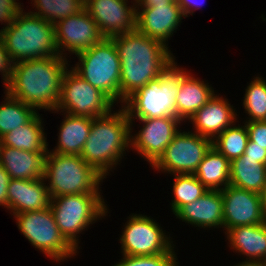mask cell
Wrapping results in <instances>:
<instances>
[{
  "instance_id": "ac0fdd59",
  "label": "cell",
  "mask_w": 266,
  "mask_h": 266,
  "mask_svg": "<svg viewBox=\"0 0 266 266\" xmlns=\"http://www.w3.org/2000/svg\"><path fill=\"white\" fill-rule=\"evenodd\" d=\"M219 95L215 94L188 120L193 126L192 132L211 141L239 119L235 106L231 105L226 96Z\"/></svg>"
},
{
  "instance_id": "60d3db41",
  "label": "cell",
  "mask_w": 266,
  "mask_h": 266,
  "mask_svg": "<svg viewBox=\"0 0 266 266\" xmlns=\"http://www.w3.org/2000/svg\"><path fill=\"white\" fill-rule=\"evenodd\" d=\"M260 199H261L263 214H264V218H265V222H266V185L264 186V188L260 192Z\"/></svg>"
},
{
  "instance_id": "2e32d148",
  "label": "cell",
  "mask_w": 266,
  "mask_h": 266,
  "mask_svg": "<svg viewBox=\"0 0 266 266\" xmlns=\"http://www.w3.org/2000/svg\"><path fill=\"white\" fill-rule=\"evenodd\" d=\"M223 199V233L231 228L265 222L260 194L229 184L221 190Z\"/></svg>"
},
{
  "instance_id": "cb8c5ba5",
  "label": "cell",
  "mask_w": 266,
  "mask_h": 266,
  "mask_svg": "<svg viewBox=\"0 0 266 266\" xmlns=\"http://www.w3.org/2000/svg\"><path fill=\"white\" fill-rule=\"evenodd\" d=\"M63 121L58 128L57 145L48 151L63 155H80L88 138L93 118L73 116L62 112Z\"/></svg>"
},
{
  "instance_id": "d590c367",
  "label": "cell",
  "mask_w": 266,
  "mask_h": 266,
  "mask_svg": "<svg viewBox=\"0 0 266 266\" xmlns=\"http://www.w3.org/2000/svg\"><path fill=\"white\" fill-rule=\"evenodd\" d=\"M12 62L9 58L8 52L5 48L3 39L0 37V75L2 76L1 79H3V87L5 88L11 78L12 73Z\"/></svg>"
},
{
  "instance_id": "f35d334b",
  "label": "cell",
  "mask_w": 266,
  "mask_h": 266,
  "mask_svg": "<svg viewBox=\"0 0 266 266\" xmlns=\"http://www.w3.org/2000/svg\"><path fill=\"white\" fill-rule=\"evenodd\" d=\"M181 6L185 17H189L194 14V11L198 10L205 3L204 0H177Z\"/></svg>"
},
{
  "instance_id": "3957f363",
  "label": "cell",
  "mask_w": 266,
  "mask_h": 266,
  "mask_svg": "<svg viewBox=\"0 0 266 266\" xmlns=\"http://www.w3.org/2000/svg\"><path fill=\"white\" fill-rule=\"evenodd\" d=\"M112 109L108 114L93 118L92 126L80 154L105 179L131 150V123L125 108ZM120 162V163H119Z\"/></svg>"
},
{
  "instance_id": "ab89813d",
  "label": "cell",
  "mask_w": 266,
  "mask_h": 266,
  "mask_svg": "<svg viewBox=\"0 0 266 266\" xmlns=\"http://www.w3.org/2000/svg\"><path fill=\"white\" fill-rule=\"evenodd\" d=\"M177 0H134L136 7H157L158 5H170Z\"/></svg>"
},
{
  "instance_id": "e0dca14e",
  "label": "cell",
  "mask_w": 266,
  "mask_h": 266,
  "mask_svg": "<svg viewBox=\"0 0 266 266\" xmlns=\"http://www.w3.org/2000/svg\"><path fill=\"white\" fill-rule=\"evenodd\" d=\"M136 8V29L169 47L168 39L170 40L173 34L177 33L178 26L180 27L182 20L186 18L178 2L157 7Z\"/></svg>"
},
{
  "instance_id": "5b68a950",
  "label": "cell",
  "mask_w": 266,
  "mask_h": 266,
  "mask_svg": "<svg viewBox=\"0 0 266 266\" xmlns=\"http://www.w3.org/2000/svg\"><path fill=\"white\" fill-rule=\"evenodd\" d=\"M177 62L161 76L136 90L122 105L134 131L136 119L175 116V99L180 80L188 73ZM134 125V126H133Z\"/></svg>"
},
{
  "instance_id": "e575fe53",
  "label": "cell",
  "mask_w": 266,
  "mask_h": 266,
  "mask_svg": "<svg viewBox=\"0 0 266 266\" xmlns=\"http://www.w3.org/2000/svg\"><path fill=\"white\" fill-rule=\"evenodd\" d=\"M249 140L266 149V121L245 122Z\"/></svg>"
},
{
  "instance_id": "8fae6325",
  "label": "cell",
  "mask_w": 266,
  "mask_h": 266,
  "mask_svg": "<svg viewBox=\"0 0 266 266\" xmlns=\"http://www.w3.org/2000/svg\"><path fill=\"white\" fill-rule=\"evenodd\" d=\"M114 107L103 92L82 79L69 66L62 77L58 106L51 113L60 115L65 112L73 116L96 118L108 114Z\"/></svg>"
},
{
  "instance_id": "f546056e",
  "label": "cell",
  "mask_w": 266,
  "mask_h": 266,
  "mask_svg": "<svg viewBox=\"0 0 266 266\" xmlns=\"http://www.w3.org/2000/svg\"><path fill=\"white\" fill-rule=\"evenodd\" d=\"M34 10L29 13L43 18L51 24L75 15L84 8V0H31Z\"/></svg>"
},
{
  "instance_id": "9a60e30c",
  "label": "cell",
  "mask_w": 266,
  "mask_h": 266,
  "mask_svg": "<svg viewBox=\"0 0 266 266\" xmlns=\"http://www.w3.org/2000/svg\"><path fill=\"white\" fill-rule=\"evenodd\" d=\"M84 8L105 38L136 30L137 8L134 0H84Z\"/></svg>"
},
{
  "instance_id": "9c48e42d",
  "label": "cell",
  "mask_w": 266,
  "mask_h": 266,
  "mask_svg": "<svg viewBox=\"0 0 266 266\" xmlns=\"http://www.w3.org/2000/svg\"><path fill=\"white\" fill-rule=\"evenodd\" d=\"M13 216L19 231L35 250L38 249L54 262L68 261V258L79 253L62 236L50 207Z\"/></svg>"
},
{
  "instance_id": "484cf974",
  "label": "cell",
  "mask_w": 266,
  "mask_h": 266,
  "mask_svg": "<svg viewBox=\"0 0 266 266\" xmlns=\"http://www.w3.org/2000/svg\"><path fill=\"white\" fill-rule=\"evenodd\" d=\"M231 162L213 146L206 152L194 175L208 190H223L230 184Z\"/></svg>"
},
{
  "instance_id": "44dd1931",
  "label": "cell",
  "mask_w": 266,
  "mask_h": 266,
  "mask_svg": "<svg viewBox=\"0 0 266 266\" xmlns=\"http://www.w3.org/2000/svg\"><path fill=\"white\" fill-rule=\"evenodd\" d=\"M228 246L246 259L240 263L262 264L266 260V222L237 226L225 234Z\"/></svg>"
},
{
  "instance_id": "ffe728a7",
  "label": "cell",
  "mask_w": 266,
  "mask_h": 266,
  "mask_svg": "<svg viewBox=\"0 0 266 266\" xmlns=\"http://www.w3.org/2000/svg\"><path fill=\"white\" fill-rule=\"evenodd\" d=\"M8 211L12 215L50 207L51 195L44 178L11 179L7 189Z\"/></svg>"
},
{
  "instance_id": "4fadbf2b",
  "label": "cell",
  "mask_w": 266,
  "mask_h": 266,
  "mask_svg": "<svg viewBox=\"0 0 266 266\" xmlns=\"http://www.w3.org/2000/svg\"><path fill=\"white\" fill-rule=\"evenodd\" d=\"M142 126L131 133V149L152 166L164 153L183 123L176 116L137 119Z\"/></svg>"
},
{
  "instance_id": "8992f818",
  "label": "cell",
  "mask_w": 266,
  "mask_h": 266,
  "mask_svg": "<svg viewBox=\"0 0 266 266\" xmlns=\"http://www.w3.org/2000/svg\"><path fill=\"white\" fill-rule=\"evenodd\" d=\"M102 193H81L51 199L50 209L65 240L77 251L83 231L110 213ZM83 232V233H82Z\"/></svg>"
},
{
  "instance_id": "83f0119b",
  "label": "cell",
  "mask_w": 266,
  "mask_h": 266,
  "mask_svg": "<svg viewBox=\"0 0 266 266\" xmlns=\"http://www.w3.org/2000/svg\"><path fill=\"white\" fill-rule=\"evenodd\" d=\"M5 97L0 104V138L11 130L27 124L38 111L21 100L15 99L4 91Z\"/></svg>"
},
{
  "instance_id": "4316f807",
  "label": "cell",
  "mask_w": 266,
  "mask_h": 266,
  "mask_svg": "<svg viewBox=\"0 0 266 266\" xmlns=\"http://www.w3.org/2000/svg\"><path fill=\"white\" fill-rule=\"evenodd\" d=\"M230 184L260 194L266 185V165L243 154L231 161Z\"/></svg>"
},
{
  "instance_id": "5bb4252c",
  "label": "cell",
  "mask_w": 266,
  "mask_h": 266,
  "mask_svg": "<svg viewBox=\"0 0 266 266\" xmlns=\"http://www.w3.org/2000/svg\"><path fill=\"white\" fill-rule=\"evenodd\" d=\"M54 27L59 55L67 59L70 55L88 50L105 38L85 8L75 15L58 21Z\"/></svg>"
},
{
  "instance_id": "8d00e7d4",
  "label": "cell",
  "mask_w": 266,
  "mask_h": 266,
  "mask_svg": "<svg viewBox=\"0 0 266 266\" xmlns=\"http://www.w3.org/2000/svg\"><path fill=\"white\" fill-rule=\"evenodd\" d=\"M244 155L246 158L256 159L260 164L266 165V149L260 145H254V142L250 140H248Z\"/></svg>"
},
{
  "instance_id": "7a4b0ae2",
  "label": "cell",
  "mask_w": 266,
  "mask_h": 266,
  "mask_svg": "<svg viewBox=\"0 0 266 266\" xmlns=\"http://www.w3.org/2000/svg\"><path fill=\"white\" fill-rule=\"evenodd\" d=\"M70 62L59 55L15 63L10 82L3 90L37 111H55L60 100L62 77Z\"/></svg>"
},
{
  "instance_id": "7bdbcfd3",
  "label": "cell",
  "mask_w": 266,
  "mask_h": 266,
  "mask_svg": "<svg viewBox=\"0 0 266 266\" xmlns=\"http://www.w3.org/2000/svg\"><path fill=\"white\" fill-rule=\"evenodd\" d=\"M263 266H266V260L262 263Z\"/></svg>"
},
{
  "instance_id": "7402d4cb",
  "label": "cell",
  "mask_w": 266,
  "mask_h": 266,
  "mask_svg": "<svg viewBox=\"0 0 266 266\" xmlns=\"http://www.w3.org/2000/svg\"><path fill=\"white\" fill-rule=\"evenodd\" d=\"M215 94L216 91L207 80H201L189 71L179 83L178 94L175 99V116L187 124L185 122Z\"/></svg>"
},
{
  "instance_id": "52a82bcc",
  "label": "cell",
  "mask_w": 266,
  "mask_h": 266,
  "mask_svg": "<svg viewBox=\"0 0 266 266\" xmlns=\"http://www.w3.org/2000/svg\"><path fill=\"white\" fill-rule=\"evenodd\" d=\"M104 179L80 155H63L47 151L44 180L51 198L81 193H101L100 188Z\"/></svg>"
},
{
  "instance_id": "d6a6232c",
  "label": "cell",
  "mask_w": 266,
  "mask_h": 266,
  "mask_svg": "<svg viewBox=\"0 0 266 266\" xmlns=\"http://www.w3.org/2000/svg\"><path fill=\"white\" fill-rule=\"evenodd\" d=\"M112 266H179L176 252H166L159 255L121 256Z\"/></svg>"
},
{
  "instance_id": "603a6c76",
  "label": "cell",
  "mask_w": 266,
  "mask_h": 266,
  "mask_svg": "<svg viewBox=\"0 0 266 266\" xmlns=\"http://www.w3.org/2000/svg\"><path fill=\"white\" fill-rule=\"evenodd\" d=\"M47 152H30L6 145L0 148V164L11 179L34 180L44 178Z\"/></svg>"
},
{
  "instance_id": "f1b7e54d",
  "label": "cell",
  "mask_w": 266,
  "mask_h": 266,
  "mask_svg": "<svg viewBox=\"0 0 266 266\" xmlns=\"http://www.w3.org/2000/svg\"><path fill=\"white\" fill-rule=\"evenodd\" d=\"M237 123L229 126L212 141V146L230 162L244 154L249 140L245 122L241 125L238 120Z\"/></svg>"
},
{
  "instance_id": "74e56055",
  "label": "cell",
  "mask_w": 266,
  "mask_h": 266,
  "mask_svg": "<svg viewBox=\"0 0 266 266\" xmlns=\"http://www.w3.org/2000/svg\"><path fill=\"white\" fill-rule=\"evenodd\" d=\"M10 180H11L10 175L0 164V206H3L7 210H8L7 189Z\"/></svg>"
},
{
  "instance_id": "6da1fadb",
  "label": "cell",
  "mask_w": 266,
  "mask_h": 266,
  "mask_svg": "<svg viewBox=\"0 0 266 266\" xmlns=\"http://www.w3.org/2000/svg\"><path fill=\"white\" fill-rule=\"evenodd\" d=\"M120 64V105L136 90L161 77L176 62L169 47L137 29L110 38Z\"/></svg>"
},
{
  "instance_id": "30bf717a",
  "label": "cell",
  "mask_w": 266,
  "mask_h": 266,
  "mask_svg": "<svg viewBox=\"0 0 266 266\" xmlns=\"http://www.w3.org/2000/svg\"><path fill=\"white\" fill-rule=\"evenodd\" d=\"M126 219L119 236L122 255L147 256L176 251L171 234L153 217L132 213Z\"/></svg>"
},
{
  "instance_id": "ba28073f",
  "label": "cell",
  "mask_w": 266,
  "mask_h": 266,
  "mask_svg": "<svg viewBox=\"0 0 266 266\" xmlns=\"http://www.w3.org/2000/svg\"><path fill=\"white\" fill-rule=\"evenodd\" d=\"M78 62L70 68L90 85L103 92L115 105L120 103V59L110 38L75 55Z\"/></svg>"
},
{
  "instance_id": "d6986e66",
  "label": "cell",
  "mask_w": 266,
  "mask_h": 266,
  "mask_svg": "<svg viewBox=\"0 0 266 266\" xmlns=\"http://www.w3.org/2000/svg\"><path fill=\"white\" fill-rule=\"evenodd\" d=\"M176 219L204 230H223V199L219 190H208L198 200L181 206L175 213ZM209 228V229H208Z\"/></svg>"
},
{
  "instance_id": "b9f144b4",
  "label": "cell",
  "mask_w": 266,
  "mask_h": 266,
  "mask_svg": "<svg viewBox=\"0 0 266 266\" xmlns=\"http://www.w3.org/2000/svg\"><path fill=\"white\" fill-rule=\"evenodd\" d=\"M233 266H263L262 264H250V263H237L234 264Z\"/></svg>"
},
{
  "instance_id": "277c9868",
  "label": "cell",
  "mask_w": 266,
  "mask_h": 266,
  "mask_svg": "<svg viewBox=\"0 0 266 266\" xmlns=\"http://www.w3.org/2000/svg\"><path fill=\"white\" fill-rule=\"evenodd\" d=\"M12 64L59 56L55 41V27L24 9L13 24L0 32Z\"/></svg>"
},
{
  "instance_id": "1f68e13d",
  "label": "cell",
  "mask_w": 266,
  "mask_h": 266,
  "mask_svg": "<svg viewBox=\"0 0 266 266\" xmlns=\"http://www.w3.org/2000/svg\"><path fill=\"white\" fill-rule=\"evenodd\" d=\"M247 84L242 105L248 116L243 122L266 121V80L259 74Z\"/></svg>"
},
{
  "instance_id": "7c38bea8",
  "label": "cell",
  "mask_w": 266,
  "mask_h": 266,
  "mask_svg": "<svg viewBox=\"0 0 266 266\" xmlns=\"http://www.w3.org/2000/svg\"><path fill=\"white\" fill-rule=\"evenodd\" d=\"M212 141L192 131L180 129L164 153L151 166L159 173L194 174Z\"/></svg>"
},
{
  "instance_id": "d4e9b609",
  "label": "cell",
  "mask_w": 266,
  "mask_h": 266,
  "mask_svg": "<svg viewBox=\"0 0 266 266\" xmlns=\"http://www.w3.org/2000/svg\"><path fill=\"white\" fill-rule=\"evenodd\" d=\"M44 120L38 112L27 124L11 130L3 135L0 140L6 145L19 150L30 152H47V135L44 132Z\"/></svg>"
},
{
  "instance_id": "836d02e7",
  "label": "cell",
  "mask_w": 266,
  "mask_h": 266,
  "mask_svg": "<svg viewBox=\"0 0 266 266\" xmlns=\"http://www.w3.org/2000/svg\"><path fill=\"white\" fill-rule=\"evenodd\" d=\"M18 1L0 0V23L5 25L0 29V32L11 26L16 16L24 9L23 3Z\"/></svg>"
},
{
  "instance_id": "4dcf8cb0",
  "label": "cell",
  "mask_w": 266,
  "mask_h": 266,
  "mask_svg": "<svg viewBox=\"0 0 266 266\" xmlns=\"http://www.w3.org/2000/svg\"><path fill=\"white\" fill-rule=\"evenodd\" d=\"M172 197L170 209L173 214L181 207L204 195L208 189L196 178L194 174H173Z\"/></svg>"
}]
</instances>
